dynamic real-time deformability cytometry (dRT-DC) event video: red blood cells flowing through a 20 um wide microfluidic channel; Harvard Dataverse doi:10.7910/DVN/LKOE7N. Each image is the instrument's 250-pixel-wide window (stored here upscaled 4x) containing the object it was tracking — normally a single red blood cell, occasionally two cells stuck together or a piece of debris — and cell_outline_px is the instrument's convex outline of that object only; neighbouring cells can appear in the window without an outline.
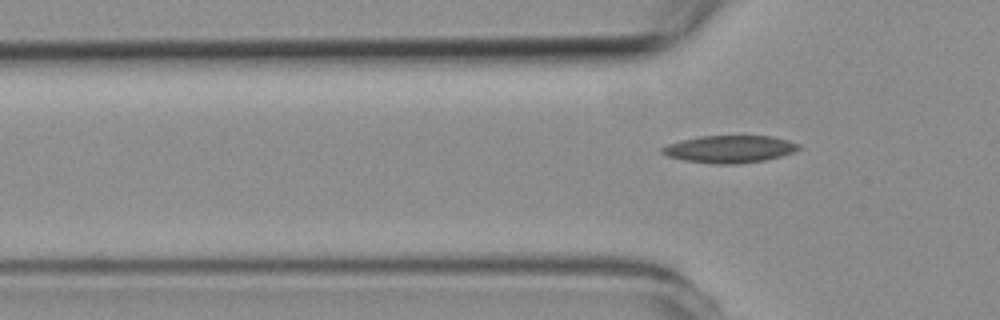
{"species": "common noctule bat (a hibernating species)", "species_latin": "Nyctalus noctula", "temperature_condition": "room temperature", "stored_images_in_passage": 5, "camera_frame_rate_fps": 3000, "um_per_image_px": 0.085, "animal": {"sex": "female", "body_mass_g": 19.3, "forearm_length_mm": 54.1}, "frame": {"image": 1, "passage_image": 5, "time_ms": 5.0, "image_size_px": [1000, 320], "cell_outline_px": [[800, 148], [792, 152], [780, 156], [764, 160], [736, 164], [716, 164], [684, 160], [668, 156], [660, 152], [660, 148], [668, 144], [680, 140], [700, 136], [772, 136], [788, 140], [800, 144]], "centroid_in_image_um": [61.99, 12.67], "position_along_channel_um": 63.8, "area_um2": 21.68}}